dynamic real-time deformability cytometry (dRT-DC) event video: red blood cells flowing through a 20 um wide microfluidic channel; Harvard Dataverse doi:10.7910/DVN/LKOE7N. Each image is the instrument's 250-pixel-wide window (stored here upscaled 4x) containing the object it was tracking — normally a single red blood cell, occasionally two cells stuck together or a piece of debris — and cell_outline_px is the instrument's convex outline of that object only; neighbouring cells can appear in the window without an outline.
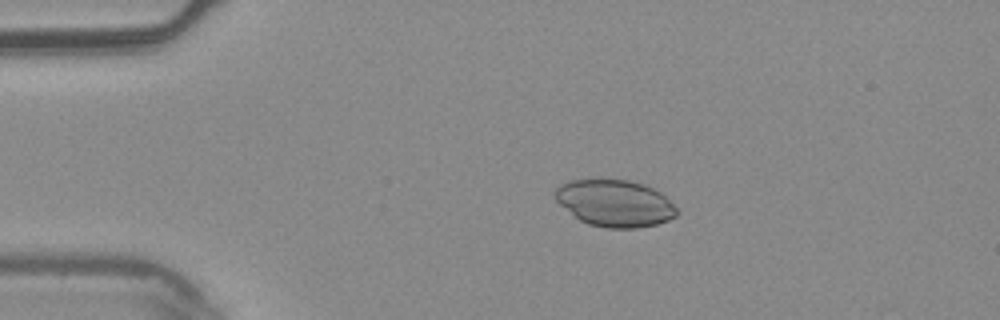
{"species": "common noctule bat (a hibernating species)", "species_latin": "Nyctalus noctula", "temperature_condition": "warm", "stored_images_in_passage": 6, "camera_frame_rate_fps": 3000, "um_per_image_px": 0.085, "animal": {"sex": "male", "body_mass_g": 20.4}, "frame": {"image": 1, "passage_image": 4, "time_ms": 1.0, "image_size_px": [1000, 320], "cell_outline_px": [[680, 212], [676, 216], [668, 220], [656, 224], [636, 228], [608, 228], [588, 224], [580, 220], [560, 204], [552, 196], [552, 192], [560, 184], [568, 180], [628, 180], [644, 184], [660, 192]], "centroid_in_image_um": [52.24, 17.27], "position_along_channel_um": 32.8, "area_um2": 33.12}}